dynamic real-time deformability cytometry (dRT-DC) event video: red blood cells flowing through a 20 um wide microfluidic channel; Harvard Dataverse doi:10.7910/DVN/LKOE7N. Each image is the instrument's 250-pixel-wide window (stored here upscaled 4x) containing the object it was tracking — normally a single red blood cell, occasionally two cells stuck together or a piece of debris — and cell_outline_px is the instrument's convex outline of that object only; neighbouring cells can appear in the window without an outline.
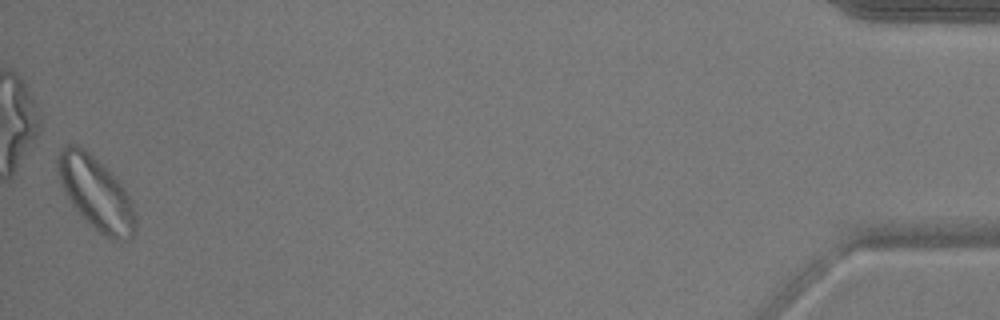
{"species": "common noctule bat (a hibernating species)", "species_latin": "Nyctalus noctula", "temperature_condition": "warm", "stored_images_in_passage": 51, "camera_frame_rate_fps": 3000, "um_per_image_px": 0.085, "animal": {"sex": "male", "body_mass_g": 17.9}, "frame": {"image": 1, "passage_image": 51, "time_ms": 16.667, "image_size_px": [1000, 320], "cell_outline_px": [[136, 232], [132, 240], [112, 240], [104, 236], [88, 224], [72, 204], [60, 184], [56, 172], [56, 160], [64, 144], [72, 140], [84, 148], [124, 188], [132, 204], [136, 220]], "centroid_in_image_um": [8.12, 16.44], "position_along_channel_um": 427.1, "area_um2": 33.06}}